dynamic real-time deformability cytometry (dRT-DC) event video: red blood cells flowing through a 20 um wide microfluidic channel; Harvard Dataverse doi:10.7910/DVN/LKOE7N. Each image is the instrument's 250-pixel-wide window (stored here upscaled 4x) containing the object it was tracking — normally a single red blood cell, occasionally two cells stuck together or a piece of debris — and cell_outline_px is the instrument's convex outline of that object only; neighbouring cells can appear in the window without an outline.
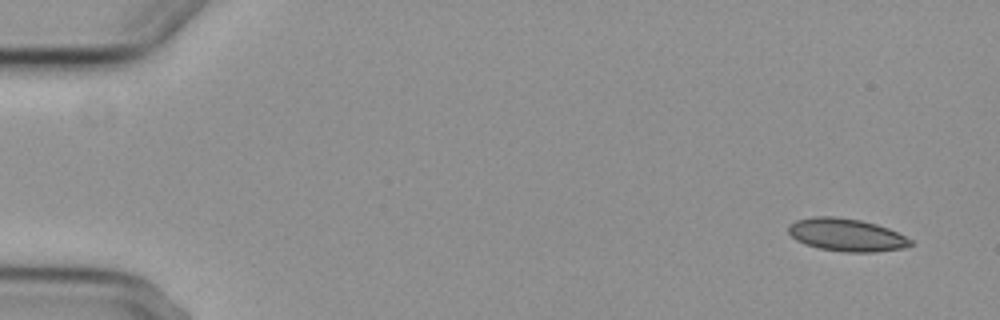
{"species": "common noctule bat (a hibernating species)", "species_latin": "Nyctalus noctula", "temperature_condition": "cold", "stored_images_in_passage": 5, "camera_frame_rate_fps": 3000, "um_per_image_px": 0.085, "animal": {"sex": "female", "body_mass_g": 29.2, "forearm_length_mm": 56.3}, "frame": {"image": 1, "passage_image": 1, "time_ms": 0.0, "image_size_px": [1000, 320], "cell_outline_px": [[912, 244], [904, 248], [876, 252], [844, 252], [820, 248], [804, 244], [796, 240], [788, 232], [788, 224], [796, 220], [816, 216], [832, 216], [860, 220], [876, 224], [888, 228], [912, 240]], "centroid_in_image_um": [71.93, 19.97], "position_along_channel_um": 13.1, "area_um2": 23.24}}
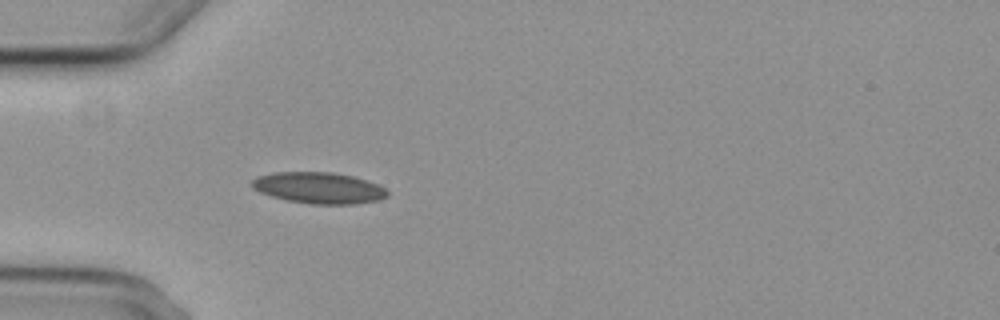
{"frame": {"image": 2, "passage_image": 5, "time_ms": 4.667, "image_size_px": [1000, 320], "cell_outline_px": [[388, 196], [380, 200], [356, 204], [312, 204], [288, 200], [272, 196], [260, 192], [252, 188], [252, 180], [256, 176], [272, 172], [332, 172], [352, 176], [380, 184], [388, 192]], "centroid_in_image_um": [27.12, 15.97], "position_along_channel_um": 57.9, "area_um2": 24.8}}